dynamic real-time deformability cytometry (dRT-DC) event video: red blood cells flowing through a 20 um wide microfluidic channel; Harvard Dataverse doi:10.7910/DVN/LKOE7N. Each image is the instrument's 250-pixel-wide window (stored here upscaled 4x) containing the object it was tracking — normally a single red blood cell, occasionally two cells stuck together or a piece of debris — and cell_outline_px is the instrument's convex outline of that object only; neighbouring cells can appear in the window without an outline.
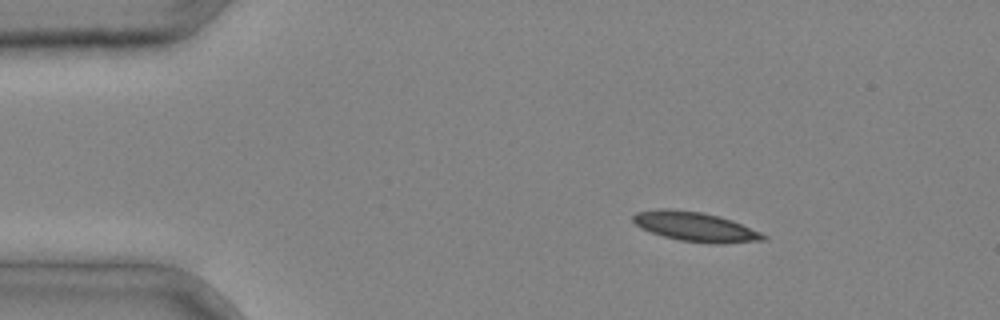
{"species": "common noctule bat (a hibernating species)", "species_latin": "Nyctalus noctula", "temperature_condition": "cold", "stored_images_in_passage": 2, "segment_of_instrument_passage": [2, 2], "camera_frame_rate_fps": 3000, "um_per_image_px": 0.085, "animal": {"sex": "male", "body_mass_g": 20.4}, "frame": {"image": 1, "passage_image": 2, "time_ms": 0.333, "image_size_px": [1000, 320], "cell_outline_px": [[768, 240], [720, 244], [712, 244], [680, 240], [664, 236], [640, 228], [632, 220], [632, 216], [636, 212], [660, 208], [668, 208], [704, 212], [732, 220], [760, 232], [768, 236]], "centroid_in_image_um": [59.11, 19.27], "position_along_channel_um": 25.9, "area_um2": 22.48}}